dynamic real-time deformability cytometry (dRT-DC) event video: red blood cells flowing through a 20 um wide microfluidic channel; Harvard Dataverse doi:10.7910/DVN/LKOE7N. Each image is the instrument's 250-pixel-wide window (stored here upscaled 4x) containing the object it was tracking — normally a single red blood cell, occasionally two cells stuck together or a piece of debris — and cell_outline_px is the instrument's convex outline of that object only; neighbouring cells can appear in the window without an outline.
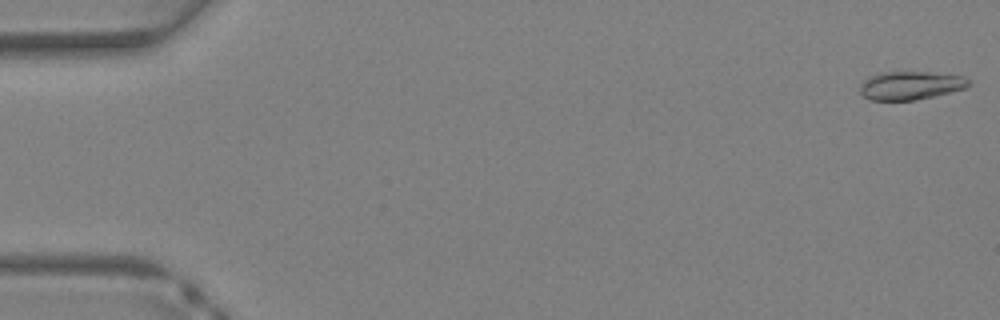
{"species": "Egyptian fruit bat (a non-hibernating species)", "species_latin": "Rousettus aegyptiacus", "temperature_condition": "warm", "stored_images_in_passage": 11, "camera_frame_rate_fps": 3000, "um_per_image_px": 0.085, "animal": {"sex": "female"}, "frame": {"image": 1, "passage_image": 1, "time_ms": 0.0, "image_size_px": [1000, 320], "cell_outline_px": [[972, 84], [968, 88], [932, 96], [912, 100], [872, 100], [864, 96], [860, 92], [860, 84], [868, 76], [880, 72], [932, 72], [964, 76], [972, 80]], "centroid_in_image_um": [77.44, 7.25], "position_along_channel_um": 7.6, "area_um2": 18.15}}
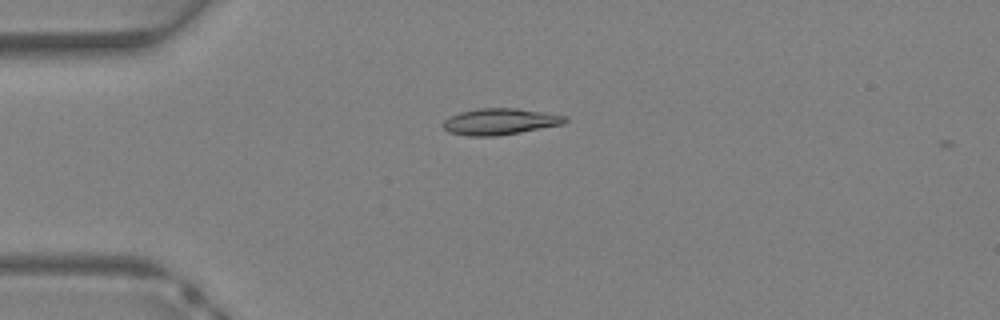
{"frame": {"image": 2, "passage_image": 10, "time_ms": 3.0, "image_size_px": [1000, 320], "cell_outline_px": [[568, 120], [564, 124], [520, 132], [496, 136], [468, 136], [448, 132], [440, 124], [444, 120], [460, 112], [476, 108], [516, 108], [544, 112], [568, 116]], "centroid_in_image_um": [42.5, 10.33], "position_along_channel_um": 42.5, "area_um2": 18.84}}